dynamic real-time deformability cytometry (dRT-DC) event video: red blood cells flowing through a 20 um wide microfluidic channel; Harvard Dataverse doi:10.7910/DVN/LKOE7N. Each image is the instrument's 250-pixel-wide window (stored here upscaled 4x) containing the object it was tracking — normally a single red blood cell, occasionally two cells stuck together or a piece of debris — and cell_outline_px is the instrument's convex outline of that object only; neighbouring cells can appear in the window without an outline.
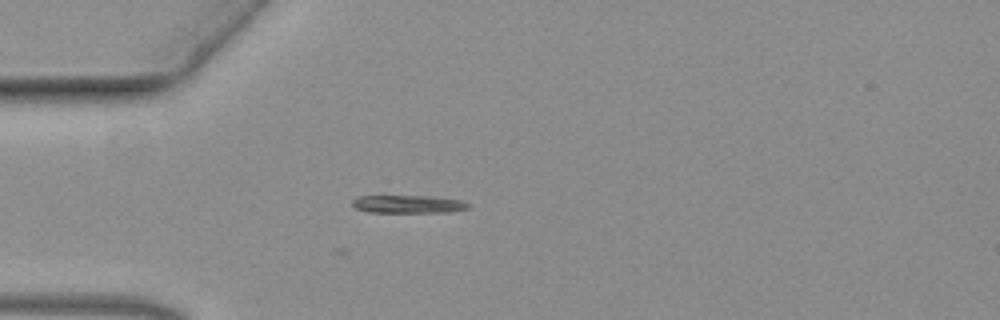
{"species": "common noctule bat (a hibernating species)", "species_latin": "Nyctalus noctula", "temperature_condition": "warm", "stored_images_in_passage": 30, "camera_frame_rate_fps": 3000, "um_per_image_px": 0.085, "animal": {"sex": "female", "body_mass_g": 19.3, "forearm_length_mm": 54.1}, "frame": {"image": 1, "passage_image": 1, "time_ms": 0.0, "image_size_px": [1000, 320], "cell_outline_px": [[472, 204], [468, 208], [448, 212], [368, 212], [356, 208], [352, 204], [352, 200], [356, 196], [428, 196], [460, 200]], "centroid_in_image_um": [34.68, 17.35], "position_along_channel_um": 50.3, "area_um2": 12.02}}
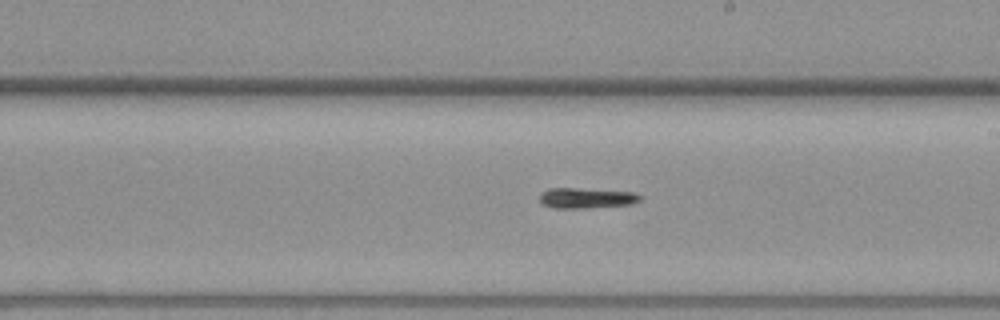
{"frame": {"image": 2, "passage_image": 18, "time_ms": 5.667, "image_size_px": [1000, 320], "cell_outline_px": [[644, 196], [640, 200], [632, 204], [588, 208], [556, 208], [540, 204], [540, 192], [548, 188], [576, 188], [632, 192]], "centroid_in_image_um": [49.82, 16.83], "position_along_channel_um": 239.2, "area_um2": 12.08}}
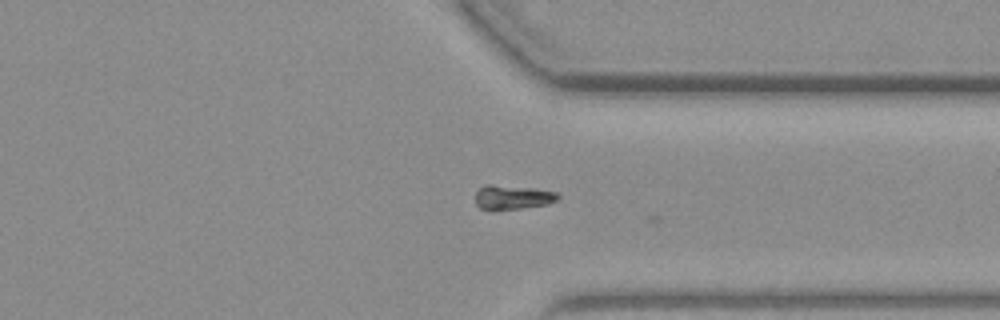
{"frame": {"image": 3, "passage_image": 29, "time_ms": 9.333, "image_size_px": [1000, 320], "cell_outline_px": [[560, 196], [556, 200], [548, 204], [520, 208], [480, 208], [476, 204], [476, 192], [484, 184], [492, 184], [532, 188], [556, 192]], "centroid_in_image_um": [43.57, 16.73], "position_along_channel_um": 367.8, "area_um2": 11.33}}